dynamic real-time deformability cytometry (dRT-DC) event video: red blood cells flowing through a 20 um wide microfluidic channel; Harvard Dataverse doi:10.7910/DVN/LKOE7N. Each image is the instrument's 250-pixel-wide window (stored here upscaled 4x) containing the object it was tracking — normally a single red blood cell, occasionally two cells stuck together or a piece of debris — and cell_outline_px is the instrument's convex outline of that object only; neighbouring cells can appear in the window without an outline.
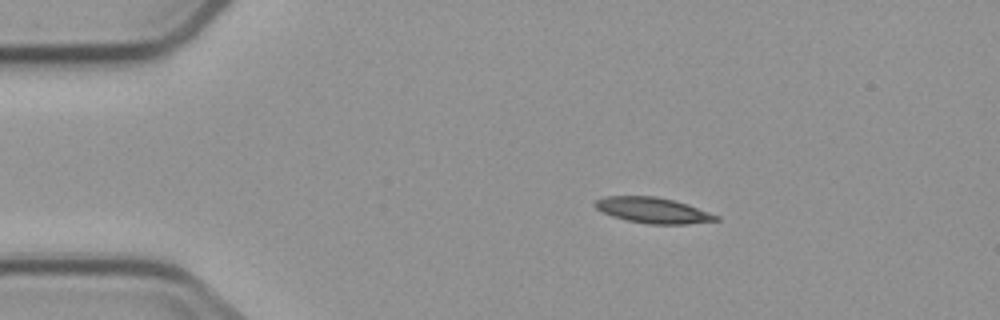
{"species": "common noctule bat (a hibernating species)", "species_latin": "Nyctalus noctula", "temperature_condition": "cold", "stored_images_in_passage": 5, "camera_frame_rate_fps": 3000, "um_per_image_px": 0.085, "animal": {"sex": "male", "body_mass_g": 23.1, "forearm_length_mm": 52.7}, "frame": {"image": 1, "passage_image": 2, "time_ms": 1.333, "image_size_px": [1000, 320], "cell_outline_px": [[720, 220], [688, 224], [648, 224], [628, 220], [612, 216], [600, 212], [592, 204], [596, 200], [608, 196], [656, 196], [688, 204], [720, 216]], "centroid_in_image_um": [55.5, 17.88], "position_along_channel_um": 29.5, "area_um2": 18.15}}
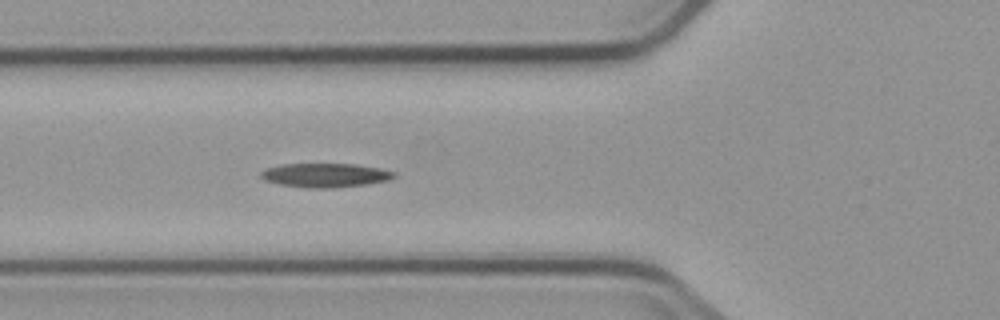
{"frame": {"image": 2, "passage_image": 5, "time_ms": 4.667, "image_size_px": [1000, 320], "cell_outline_px": [[396, 176], [388, 180], [368, 184], [336, 188], [304, 188], [280, 184], [264, 180], [260, 176], [260, 172], [264, 168], [280, 164], [356, 164], [380, 168], [396, 172]], "centroid_in_image_um": [27.63, 14.89], "position_along_channel_um": 98.2, "area_um2": 18.9}}